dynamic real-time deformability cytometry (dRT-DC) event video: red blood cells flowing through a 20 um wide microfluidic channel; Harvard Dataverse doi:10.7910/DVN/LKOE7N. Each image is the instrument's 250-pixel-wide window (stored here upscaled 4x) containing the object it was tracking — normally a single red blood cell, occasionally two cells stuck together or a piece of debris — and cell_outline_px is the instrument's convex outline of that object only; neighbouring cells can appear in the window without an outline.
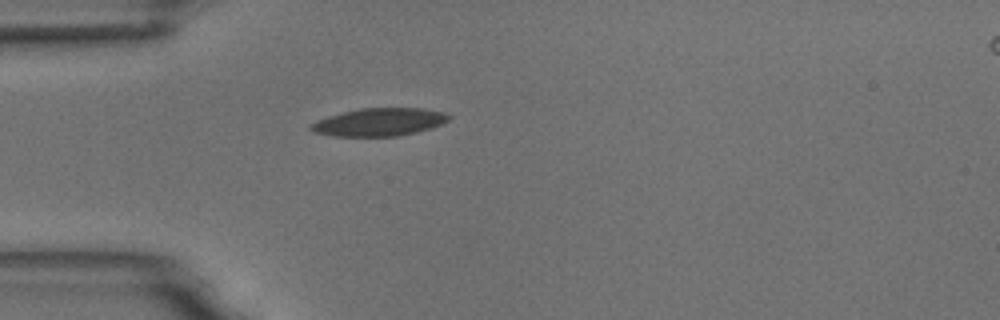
{"species": "common noctule bat (a hibernating species)", "species_latin": "Nyctalus noctula", "temperature_condition": "room temperature", "stored_images_in_passage": 3, "camera_frame_rate_fps": 3000, "um_per_image_px": 0.085, "animal": {"sex": "male", "body_mass_g": 18.8}, "frame": {"image": 1, "passage_image": 3, "time_ms": 3.333, "image_size_px": [1000, 320], "cell_outline_px": [[452, 116], [448, 120], [440, 124], [416, 132], [396, 136], [336, 136], [312, 132], [308, 128], [308, 124], [316, 120], [328, 116], [360, 108], [424, 108], [444, 112]], "centroid_in_image_um": [32.19, 10.37], "position_along_channel_um": 52.8, "area_um2": 22.37}}